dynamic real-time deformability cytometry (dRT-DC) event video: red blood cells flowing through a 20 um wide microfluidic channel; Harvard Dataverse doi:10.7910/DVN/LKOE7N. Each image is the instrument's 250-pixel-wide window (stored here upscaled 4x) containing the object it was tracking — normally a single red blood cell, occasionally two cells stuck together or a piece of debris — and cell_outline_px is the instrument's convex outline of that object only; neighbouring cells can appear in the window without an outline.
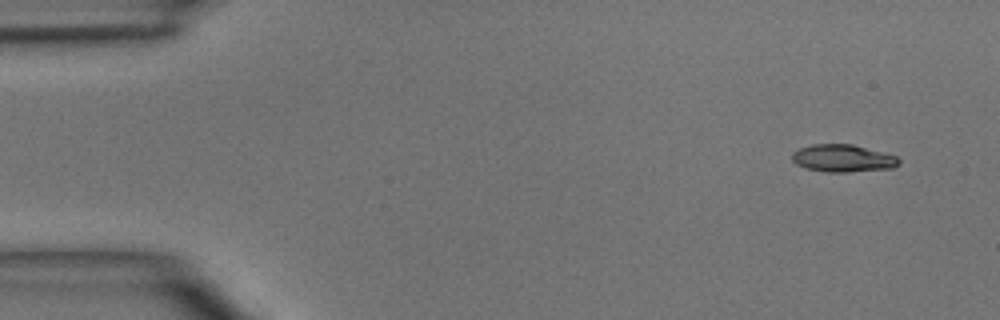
{"species": "common noctule bat (a hibernating species)", "species_latin": "Nyctalus noctula", "temperature_condition": "room temperature", "stored_images_in_passage": 4, "camera_frame_rate_fps": 3000, "um_per_image_px": 0.085, "animal": {"sex": "male", "body_mass_g": 15.6}, "frame": {"image": 1, "passage_image": 1, "time_ms": 0.0, "image_size_px": [1000, 320], "cell_outline_px": [[900, 164], [892, 168], [848, 172], [828, 172], [808, 168], [796, 164], [792, 160], [792, 152], [800, 148], [812, 144], [852, 144], [896, 156], [900, 160]], "centroid_in_image_um": [71.64, 13.45], "position_along_channel_um": 13.4, "area_um2": 16.94}}
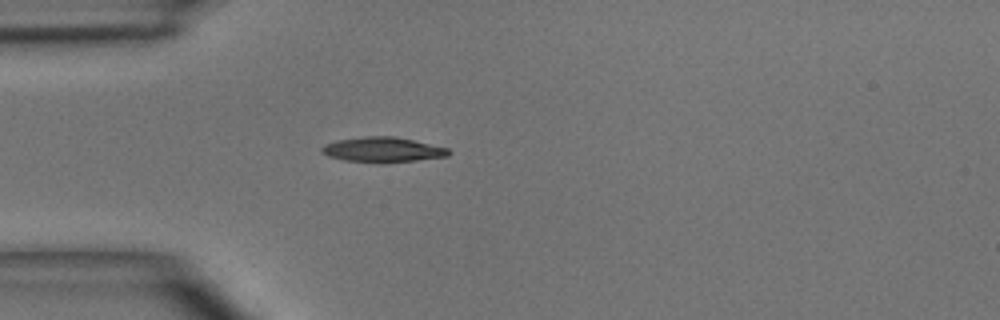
{"frame": {"image": 2, "passage_image": 4, "time_ms": 3.333, "image_size_px": [1000, 320], "cell_outline_px": [[452, 152], [448, 156], [416, 160], [344, 160], [328, 156], [320, 152], [320, 148], [324, 144], [336, 140], [364, 136], [396, 136], [448, 148]], "centroid_in_image_um": [32.51, 12.67], "position_along_channel_um": 52.5, "area_um2": 17.8}}